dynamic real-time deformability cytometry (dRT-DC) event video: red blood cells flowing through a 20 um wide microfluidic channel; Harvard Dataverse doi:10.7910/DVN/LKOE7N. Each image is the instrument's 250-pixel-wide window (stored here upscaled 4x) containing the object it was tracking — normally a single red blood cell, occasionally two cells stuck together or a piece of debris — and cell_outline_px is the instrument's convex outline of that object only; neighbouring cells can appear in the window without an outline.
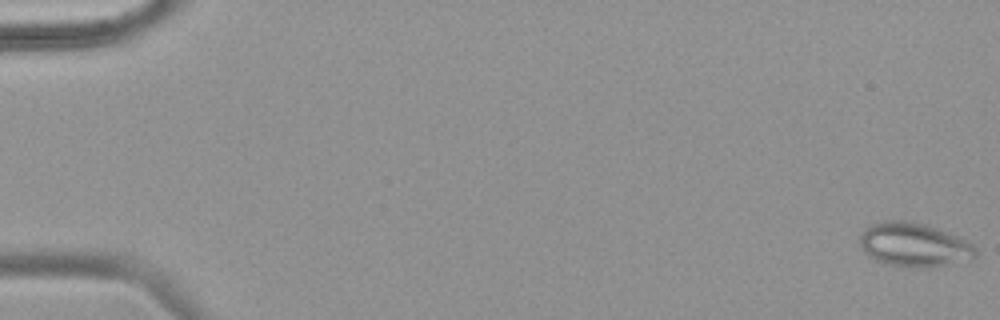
{"species": "common noctule bat (a hibernating species)", "species_latin": "Nyctalus noctula", "temperature_condition": "warm", "stored_images_in_passage": 12, "camera_frame_rate_fps": 3000, "um_per_image_px": 0.085, "animal": {"sex": "female", "body_mass_g": 18.4}, "frame": {"image": 1, "passage_image": 1, "time_ms": 0.0, "image_size_px": [1000, 320], "cell_outline_px": [[976, 256], [936, 264], [892, 264], [876, 260], [864, 252], [860, 244], [860, 236], [872, 224], [888, 220], [904, 220], [924, 224], [960, 236], [972, 244], [976, 248]], "centroid_in_image_um": [77.65, 20.72], "position_along_channel_um": 7.4, "area_um2": 27.86}}